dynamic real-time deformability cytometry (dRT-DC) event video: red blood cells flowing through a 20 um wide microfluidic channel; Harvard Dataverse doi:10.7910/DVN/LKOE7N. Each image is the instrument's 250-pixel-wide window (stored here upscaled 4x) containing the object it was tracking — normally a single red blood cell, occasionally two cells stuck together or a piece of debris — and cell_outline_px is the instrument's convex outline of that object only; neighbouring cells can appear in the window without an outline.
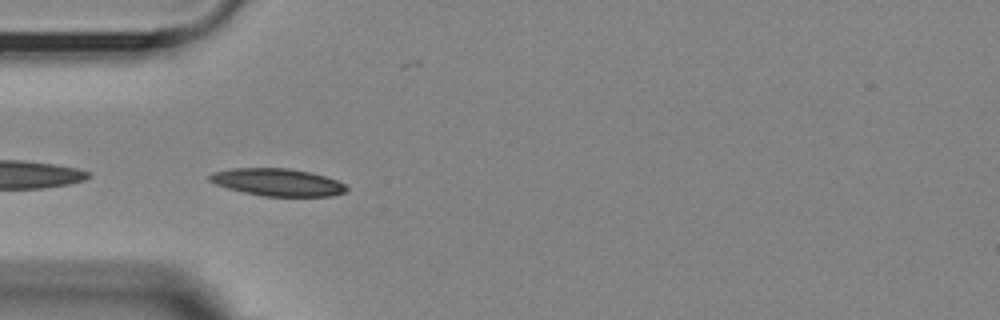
{"species": "Egyptian fruit bat (a non-hibernating species)", "species_latin": "Rousettus aegyptiacus", "temperature_condition": "room temperature", "stored_images_in_passage": 19, "camera_frame_rate_fps": 3000, "um_per_image_px": 0.085, "animal": {"sex": "female"}, "frame": {"image": 1, "passage_image": 1, "time_ms": 0.0, "image_size_px": [1000, 320], "cell_outline_px": [[348, 188], [344, 192], [332, 196], [264, 196], [244, 192], [228, 188], [216, 184], [208, 180], [208, 176], [212, 172], [232, 168], [288, 168], [308, 172], [324, 176], [336, 180], [344, 184]], "centroid_in_image_um": [23.56, 15.49], "position_along_channel_um": 61.4, "area_um2": 21.68}}
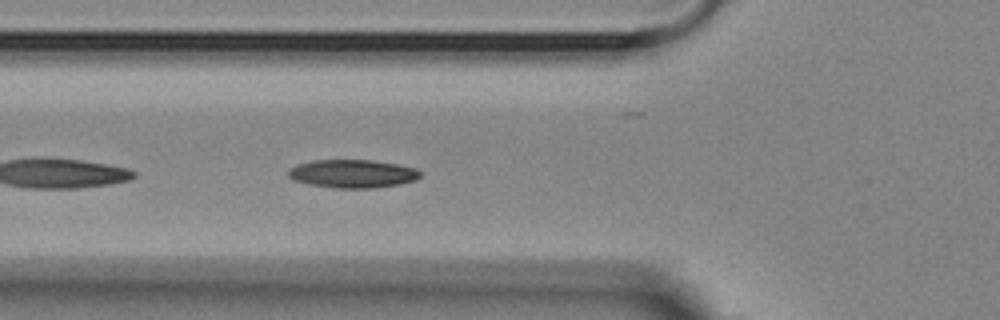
{"frame": {"image": 2, "passage_image": 4, "time_ms": 1.0, "image_size_px": [1000, 320], "cell_outline_px": [[420, 176], [416, 180], [400, 184], [372, 188], [336, 188], [308, 184], [292, 180], [288, 176], [288, 168], [296, 164], [312, 160], [372, 160], [396, 164], [416, 168], [420, 172]], "centroid_in_image_um": [29.92, 14.76], "position_along_channel_um": 95.9, "area_um2": 21.85}}
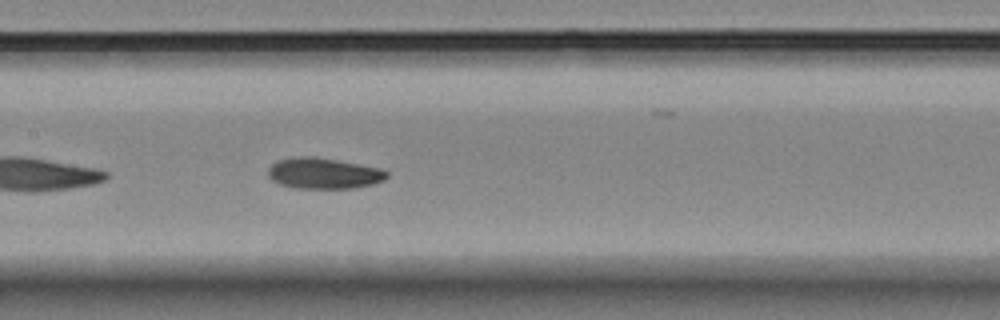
{"frame": {"image": 3, "passage_image": 11, "time_ms": 3.333, "image_size_px": [1000, 320], "cell_outline_px": [[388, 176], [384, 180], [372, 184], [356, 188], [292, 188], [280, 184], [272, 180], [268, 176], [268, 168], [276, 160], [292, 156], [316, 156], [380, 168], [388, 172]], "centroid_in_image_um": [27.47, 14.72], "position_along_channel_um": 179.9, "area_um2": 21.62}}